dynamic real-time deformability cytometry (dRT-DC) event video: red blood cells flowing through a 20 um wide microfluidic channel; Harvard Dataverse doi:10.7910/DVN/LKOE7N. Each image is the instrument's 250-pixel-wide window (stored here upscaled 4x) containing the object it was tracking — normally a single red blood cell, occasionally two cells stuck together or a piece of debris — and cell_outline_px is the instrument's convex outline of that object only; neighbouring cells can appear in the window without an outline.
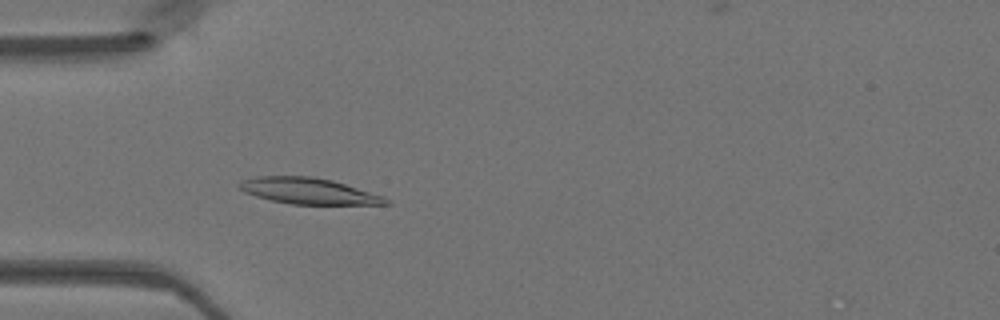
{"species": "Egyptian fruit bat (a non-hibernating species)", "species_latin": "Rousettus aegyptiacus", "temperature_condition": "warm", "stored_images_in_passage": 48, "camera_frame_rate_fps": 3000, "um_per_image_px": 0.085, "animal": {"sex": "female"}, "frame": {"image": 1, "passage_image": 14, "time_ms": 4.333, "image_size_px": [1000, 320], "cell_outline_px": [[392, 204], [292, 204], [272, 200], [256, 196], [244, 192], [236, 184], [240, 180], [256, 176], [312, 176], [332, 180], [384, 196], [392, 200]], "centroid_in_image_um": [26.22, 16.23], "position_along_channel_um": 58.8, "area_um2": 22.31}}
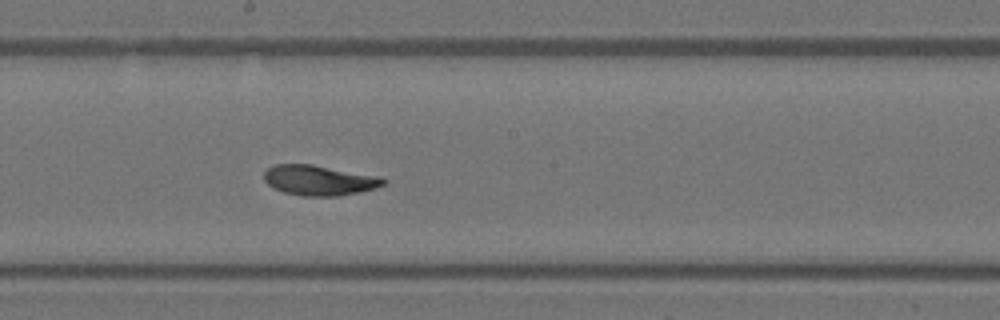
{"frame": {"image": 2, "passage_image": 26, "time_ms": 8.333, "image_size_px": [1000, 320], "cell_outline_px": [[388, 180], [384, 184], [376, 188], [360, 192], [340, 196], [300, 196], [284, 192], [272, 188], [264, 180], [264, 172], [268, 168], [276, 164], [312, 164], [380, 176]], "centroid_in_image_um": [27.14, 15.33], "position_along_channel_um": 221.1, "area_um2": 21.21}}
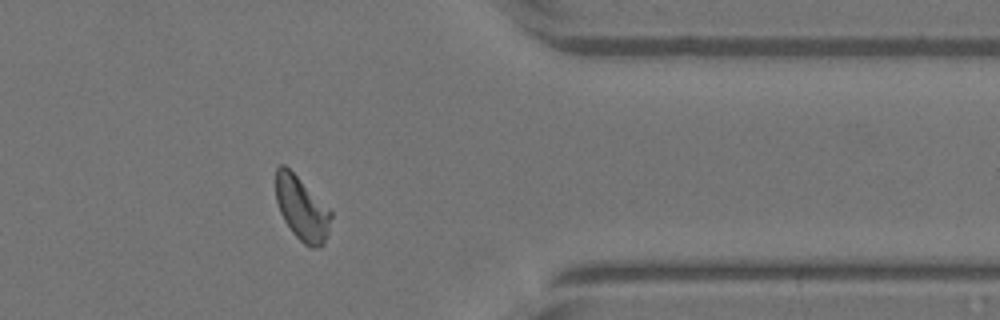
{"frame": {"image": 3, "passage_image": 39, "time_ms": 12.667, "image_size_px": [1000, 320], "cell_outline_px": [[332, 216], [328, 232], [324, 244], [320, 248], [312, 248], [304, 244], [292, 232], [284, 220], [280, 212], [276, 200], [276, 168], [280, 164], [284, 164], [332, 212]], "centroid_in_image_um": [25.65, 17.77], "position_along_channel_um": 385.8, "area_um2": 20.17}}